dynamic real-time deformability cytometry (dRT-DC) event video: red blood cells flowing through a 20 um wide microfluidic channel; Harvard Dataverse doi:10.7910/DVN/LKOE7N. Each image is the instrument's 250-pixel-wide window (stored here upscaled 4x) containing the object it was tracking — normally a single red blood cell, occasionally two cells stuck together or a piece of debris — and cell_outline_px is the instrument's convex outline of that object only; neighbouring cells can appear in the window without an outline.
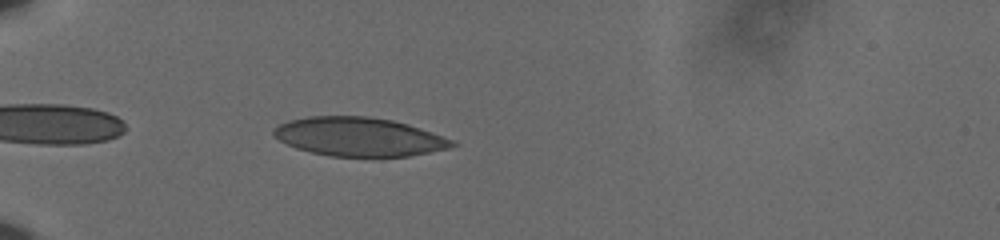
{"species": "human", "species_latin": "Homo sapiens", "temperature_condition": "cold", "stored_images_in_passage": 40, "camera_frame_rate_fps": 3000, "um_per_image_px": 0.085, "donor": {"sex": "male"}, "frame": {"image": 1, "passage_image": 4, "time_ms": 1.0, "image_size_px": [1000, 240], "cell_outline_px": [[460, 144], [448, 148], [408, 156], [328, 156], [296, 148], [272, 136], [272, 132], [280, 124], [288, 120], [308, 116], [368, 116], [392, 120], [408, 124], [456, 140]], "centroid_in_image_um": [30.53, 11.62], "position_along_channel_um": 54.5, "area_um2": 40.29}}
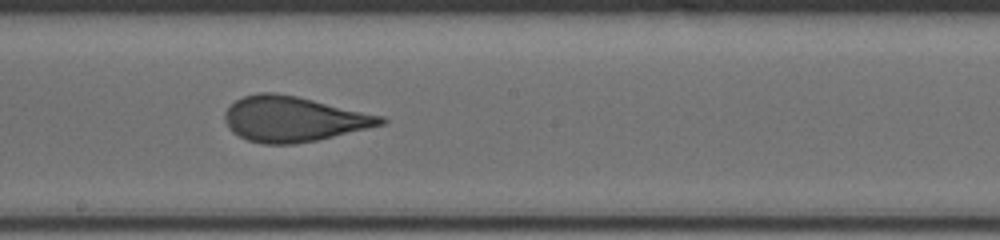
{"frame": {"image": 2, "passage_image": 20, "time_ms": 6.333, "image_size_px": [1000, 240], "cell_outline_px": [[388, 120], [384, 124], [316, 140], [292, 144], [264, 144], [248, 140], [232, 132], [224, 120], [224, 112], [236, 100], [244, 96], [256, 92], [276, 92], [296, 96], [384, 116]], "centroid_in_image_um": [24.92, 10.11], "position_along_channel_um": 223.3, "area_um2": 40.86}}
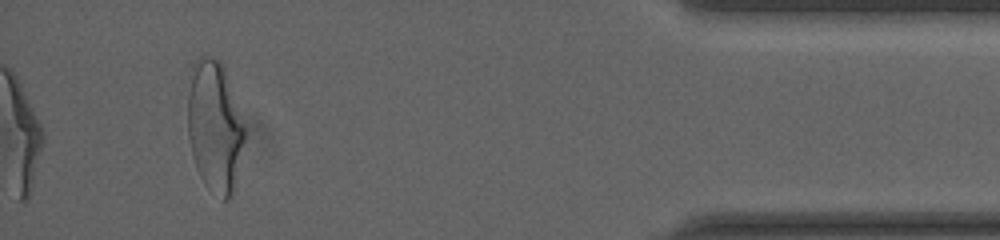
{"frame": {"image": 3, "passage_image": 40, "time_ms": 13.0, "image_size_px": [1000, 240], "cell_outline_px": [[244, 140], [232, 196], [228, 200], [224, 200], [208, 188], [204, 184], [196, 168], [192, 156], [188, 136], [188, 92], [196, 60], [204, 52], [220, 60], [224, 68], [244, 128]], "centroid_in_image_um": [18.22, 10.76], "position_along_channel_um": 417.0, "area_um2": 42.83}, "authors_computed_cell_mechanics": {"area_um2": 40.9513, "velocity_mm_per_s": 3.6244, "shape_relaxation_time_tau1_ms": 6.4774, "shape_relaxation_time_tau2_ms": 0.7643, "deformation_change_tau1": 0.1799, "deformation_change_tau2": 0.0685}}